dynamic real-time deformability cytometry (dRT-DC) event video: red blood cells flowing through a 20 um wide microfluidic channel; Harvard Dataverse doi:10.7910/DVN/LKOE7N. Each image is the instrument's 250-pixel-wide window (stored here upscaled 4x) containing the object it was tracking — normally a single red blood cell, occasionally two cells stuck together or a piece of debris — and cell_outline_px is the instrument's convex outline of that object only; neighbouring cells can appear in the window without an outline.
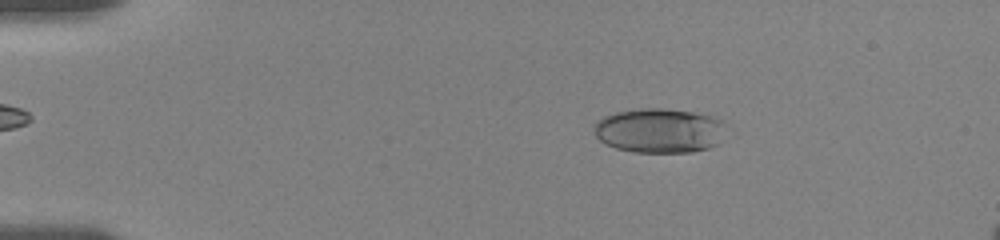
{"species": "human", "species_latin": "Homo sapiens", "temperature_condition": "room temperature", "stored_images_in_passage": 56, "camera_frame_rate_fps": 3000, "um_per_image_px": 0.085, "donor": {"sex": "female"}, "frame": {"image": 1, "passage_image": 10, "time_ms": 3.0, "image_size_px": [1000, 240], "cell_outline_px": [[728, 128], [720, 144], [708, 148], [692, 152], [632, 152], [616, 148], [600, 140], [596, 136], [596, 120], [604, 116], [616, 112], [640, 108], [660, 108], [692, 112], [712, 116], [720, 120]], "centroid_in_image_um": [56.11, 11.1], "position_along_channel_um": 28.9, "area_um2": 34.45}}
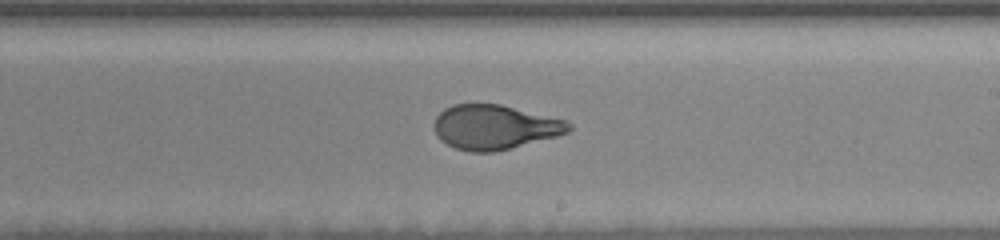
{"frame": {"image": 2, "passage_image": 34, "time_ms": 11.0, "image_size_px": [1000, 240], "cell_outline_px": [[572, 128], [568, 132], [556, 136], [496, 152], [468, 152], [456, 148], [440, 140], [436, 136], [436, 116], [444, 108], [452, 104], [500, 104], [568, 120], [572, 124]], "centroid_in_image_um": [42.07, 10.8], "position_along_channel_um": 246.9, "area_um2": 34.97}}
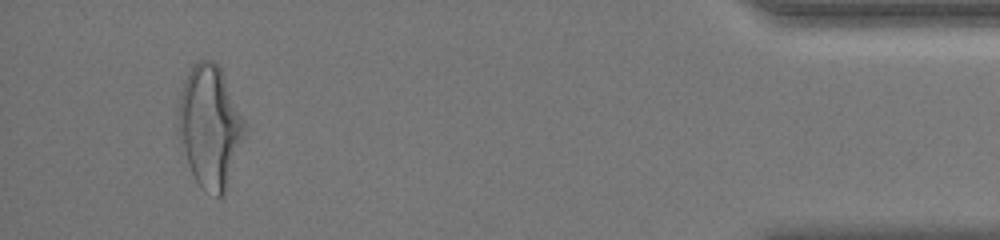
{"frame": {"image": 3, "passage_image": 53, "time_ms": 17.333, "image_size_px": [1000, 240], "cell_outline_px": [[244, 132], [228, 188], [224, 196], [216, 196], [204, 192], [196, 180], [188, 164], [176, 128], [176, 108], [180, 92], [184, 80], [192, 64], [196, 60], [212, 60], [220, 68], [244, 120]], "centroid_in_image_um": [17.78, 10.76], "position_along_channel_um": 417.4, "area_um2": 47.28}, "authors_computed_cell_mechanics": {"area_um2": 35.7782, "velocity_mm_per_s": 3.6108, "shape_relaxation_time_tau1_ms": 4.8611, "shape_relaxation_time_tau2_ms": 0.7709, "deformation_change_tau1": 0.2008, "deformation_change_tau2": 0.0718}}